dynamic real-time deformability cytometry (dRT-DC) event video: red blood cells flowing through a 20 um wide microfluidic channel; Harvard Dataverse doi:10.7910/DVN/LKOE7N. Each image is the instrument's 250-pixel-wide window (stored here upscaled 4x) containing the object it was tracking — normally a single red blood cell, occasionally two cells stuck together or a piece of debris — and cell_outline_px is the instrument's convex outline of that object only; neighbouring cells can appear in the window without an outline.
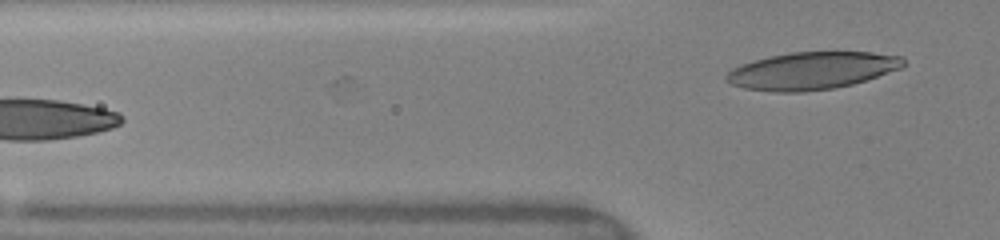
{"species": "human", "species_latin": "Homo sapiens", "temperature_condition": "warm", "stored_images_in_passage": 10, "camera_frame_rate_fps": 3000, "um_per_image_px": 0.085, "donor": {"sex": "female"}, "frame": {"image": 1, "passage_image": 10, "time_ms": 5.0, "image_size_px": [1000, 240], "cell_outline_px": [[904, 64], [900, 68], [852, 84], [836, 88], [804, 92], [772, 92], [744, 88], [732, 84], [724, 80], [724, 76], [732, 68], [740, 64], [752, 60], [792, 52], [872, 52], [904, 56]], "centroid_in_image_um": [68.96, 6.01], "position_along_channel_um": 56.8, "area_um2": 38.61}}